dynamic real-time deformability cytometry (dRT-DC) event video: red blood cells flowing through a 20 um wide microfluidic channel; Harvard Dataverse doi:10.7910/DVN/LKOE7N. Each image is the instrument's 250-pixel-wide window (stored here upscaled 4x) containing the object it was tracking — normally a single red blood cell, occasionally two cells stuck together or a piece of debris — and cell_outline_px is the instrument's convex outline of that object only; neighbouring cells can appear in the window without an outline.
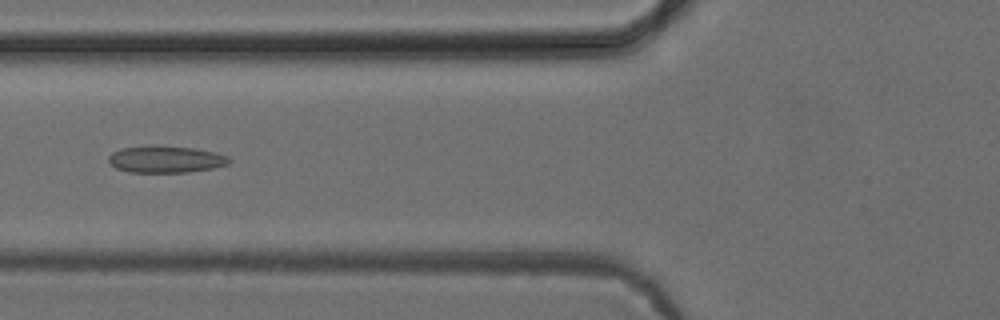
{"species": "common noctule bat (a hibernating species)", "species_latin": "Nyctalus noctula", "temperature_condition": "cold", "stored_images_in_passage": 35, "camera_frame_rate_fps": 3000, "um_per_image_px": 0.085, "animal": {"sex": "female", "body_mass_g": 24.6, "forearm_length_mm": 56.2}, "frame": {"image": 1, "passage_image": 5, "time_ms": 1.333, "image_size_px": [1000, 320], "cell_outline_px": [[232, 160], [228, 164], [212, 168], [188, 172], [128, 172], [116, 168], [108, 160], [108, 156], [112, 152], [120, 148], [152, 144], [192, 148], [216, 152], [228, 156]], "centroid_in_image_um": [14.07, 13.52], "position_along_channel_um": 111.7, "area_um2": 19.13}}
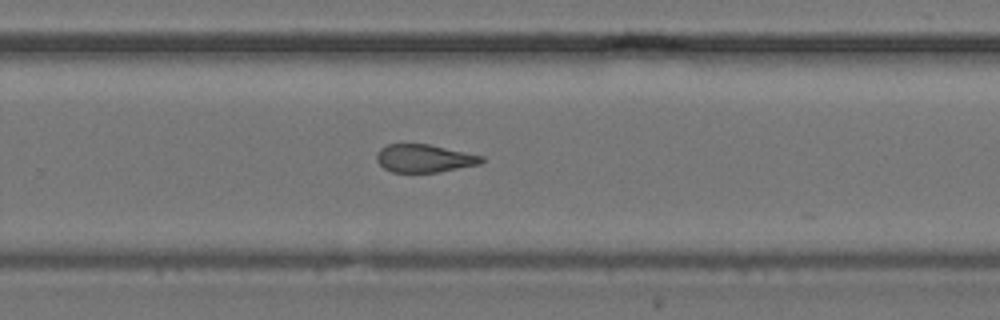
{"frame": {"image": 2, "passage_image": 19, "time_ms": 6.0, "image_size_px": [1000, 320], "cell_outline_px": [[484, 160], [480, 164], [440, 172], [392, 172], [384, 168], [376, 160], [376, 152], [380, 148], [388, 144], [428, 144], [484, 156]], "centroid_in_image_um": [36.05, 13.46], "position_along_channel_um": 293.7, "area_um2": 17.11}}
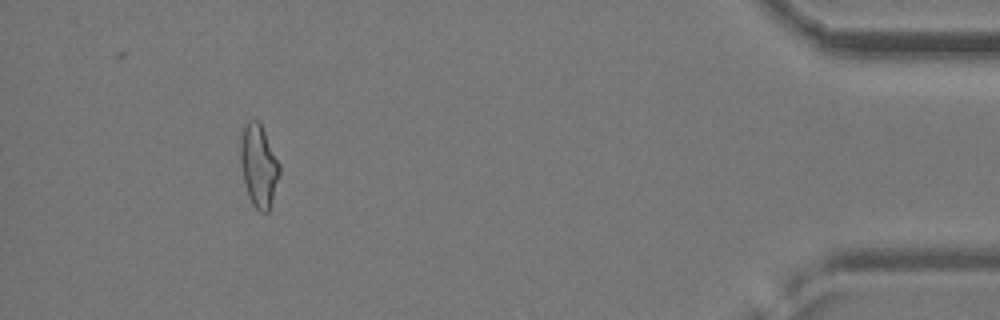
{"frame": {"image": 3, "passage_image": 33, "time_ms": 10.667, "image_size_px": [1000, 320], "cell_outline_px": [[280, 172], [268, 212], [260, 212], [252, 204], [248, 196], [244, 180], [240, 160], [240, 144], [244, 128], [248, 120], [256, 120], [260, 124], [280, 164]], "centroid_in_image_um": [21.98, 14.11], "position_along_channel_um": 413.2, "area_um2": 18.26}, "authors_computed_cell_mechanics": {"area_um2": 18.2648, "velocity_mm_per_s": 3.9054, "shape_relaxation_time_tau1_ms": null, "shape_relaxation_time_tau2_ms": 3.0199, "deformation_change_tau1": null, "deformation_change_tau2": 0.1098}}